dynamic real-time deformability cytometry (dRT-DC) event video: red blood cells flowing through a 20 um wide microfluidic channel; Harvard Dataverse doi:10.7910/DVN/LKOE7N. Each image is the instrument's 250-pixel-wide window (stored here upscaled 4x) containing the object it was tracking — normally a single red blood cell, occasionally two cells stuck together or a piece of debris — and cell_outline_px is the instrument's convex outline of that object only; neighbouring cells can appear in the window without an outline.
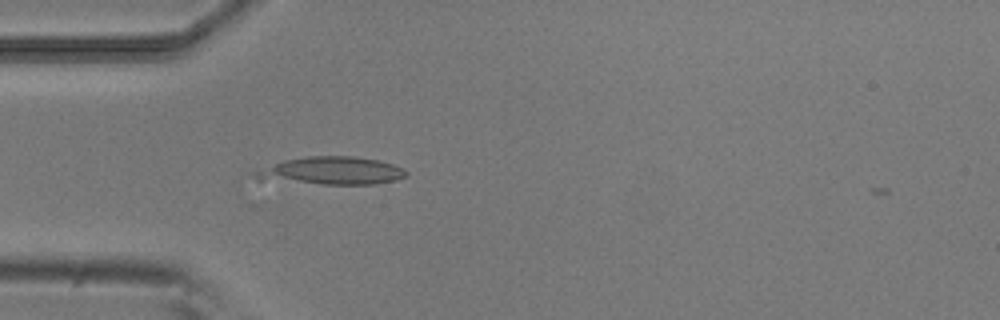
{"species": "common noctule bat (a hibernating species)", "species_latin": "Nyctalus noctula", "temperature_condition": "room temperature", "stored_images_in_passage": 20, "camera_frame_rate_fps": 3000, "um_per_image_px": 0.085, "animal": {"sex": "male", "body_mass_g": 20.5, "forearm_length_mm": 52.5}, "frame": {"image": 1, "passage_image": 2, "time_ms": 0.333, "image_size_px": [1000, 320], "cell_outline_px": [[408, 176], [396, 180], [376, 184], [320, 184], [256, 180], [252, 176], [256, 172], [284, 160], [308, 156], [356, 156], [376, 160], [392, 164], [404, 168], [408, 172]], "centroid_in_image_um": [28.21, 14.53], "position_along_channel_um": 56.8, "area_um2": 24.51}}
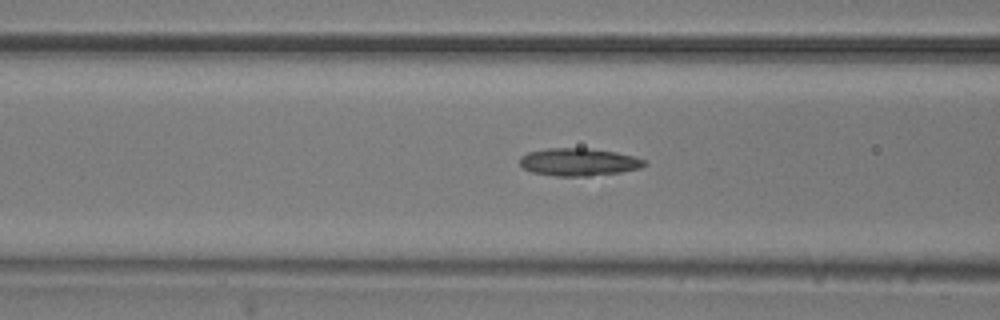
{"frame": {"image": 2, "passage_image": 7, "time_ms": 2.0, "image_size_px": [1000, 320], "cell_outline_px": [[648, 164], [640, 168], [620, 172], [588, 176], [556, 176], [532, 172], [524, 168], [520, 164], [520, 156], [528, 152], [548, 148], [588, 148], [616, 152], [632, 156], [644, 160]], "centroid_in_image_um": [49.18, 13.77], "position_along_channel_um": 117.4, "area_um2": 20.0}}